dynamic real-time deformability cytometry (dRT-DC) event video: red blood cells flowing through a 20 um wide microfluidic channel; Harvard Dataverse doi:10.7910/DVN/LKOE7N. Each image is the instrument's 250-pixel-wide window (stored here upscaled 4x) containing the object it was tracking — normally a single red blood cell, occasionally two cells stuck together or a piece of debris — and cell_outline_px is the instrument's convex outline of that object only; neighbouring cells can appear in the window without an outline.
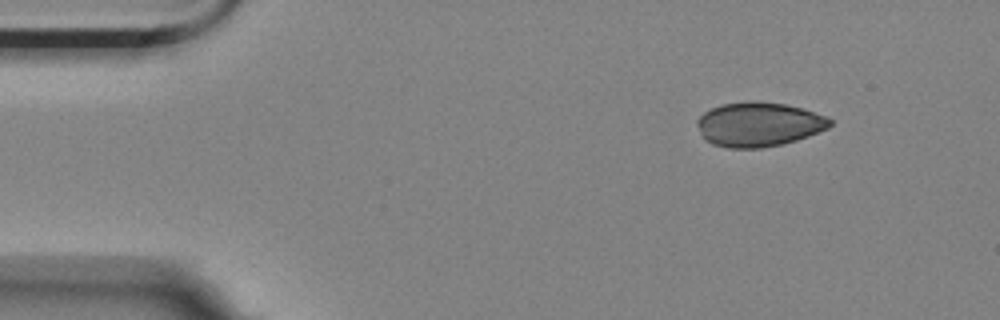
{"species": "Egyptian fruit bat (a non-hibernating species)", "species_latin": "Rousettus aegyptiacus", "temperature_condition": "room temperature", "stored_images_in_passage": 37, "camera_frame_rate_fps": 3000, "um_per_image_px": 0.085, "animal": {"sex": "female"}, "frame": {"image": 1, "passage_image": 1, "time_ms": 0.0, "image_size_px": [1000, 320], "cell_outline_px": [[832, 124], [828, 128], [808, 136], [796, 140], [780, 144], [760, 148], [728, 148], [712, 144], [704, 140], [696, 124], [696, 120], [704, 112], [720, 104], [748, 100], [756, 100], [784, 104], [804, 108], [828, 116], [832, 120]], "centroid_in_image_um": [64.49, 10.55], "position_along_channel_um": 20.5, "area_um2": 34.74}}
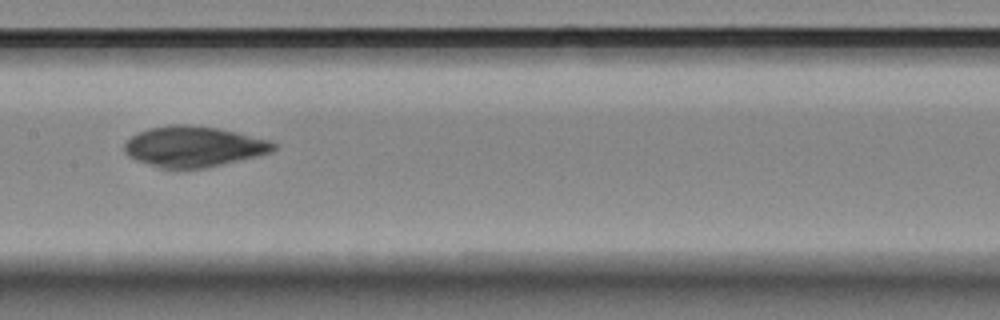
{"frame": {"image": 2, "passage_image": 22, "time_ms": 7.0, "image_size_px": [1000, 320], "cell_outline_px": [[276, 148], [272, 152], [256, 156], [204, 168], [160, 168], [136, 160], [128, 156], [124, 152], [124, 144], [132, 136], [148, 128], [172, 124], [184, 124], [216, 128], [236, 132], [272, 140], [276, 144]], "centroid_in_image_um": [16.46, 12.45], "position_along_channel_um": 190.9, "area_um2": 35.08}}
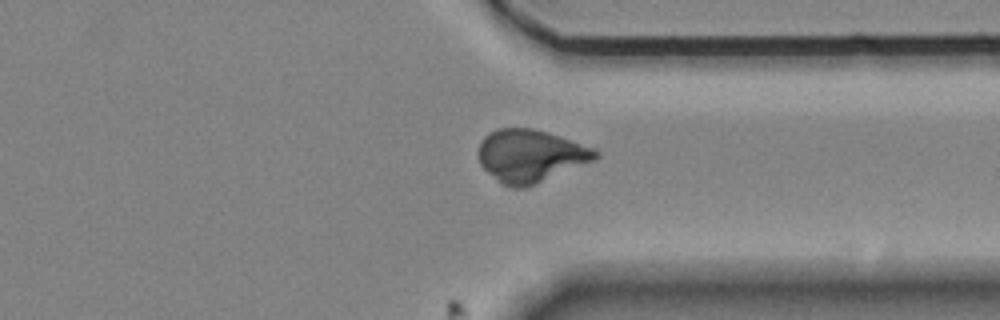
{"frame": {"image": 3, "passage_image": 37, "time_ms": 12.0, "image_size_px": [1000, 320], "cell_outline_px": [[600, 156], [596, 160], [536, 184], [524, 188], [512, 188], [504, 184], [488, 172], [480, 164], [480, 140], [488, 132], [496, 128], [532, 128], [560, 136], [596, 148], [600, 152]], "centroid_in_image_um": [45.14, 13.23], "position_along_channel_um": 366.3, "area_um2": 35.95}}